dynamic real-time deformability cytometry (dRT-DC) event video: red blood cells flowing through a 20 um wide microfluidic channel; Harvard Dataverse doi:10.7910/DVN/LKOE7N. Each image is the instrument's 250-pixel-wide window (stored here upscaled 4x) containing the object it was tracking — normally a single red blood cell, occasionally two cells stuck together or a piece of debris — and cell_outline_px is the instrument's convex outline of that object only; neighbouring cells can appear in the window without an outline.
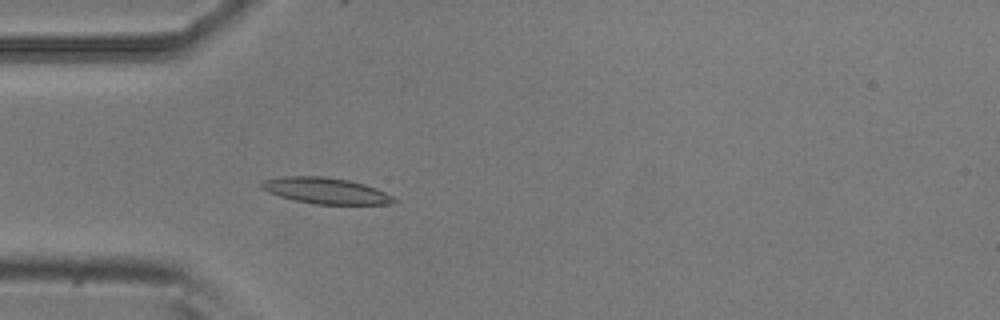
{"species": "common noctule bat (a hibernating species)", "species_latin": "Nyctalus noctula", "temperature_condition": "room temperature", "stored_images_in_passage": 44, "camera_frame_rate_fps": 3000, "um_per_image_px": 0.085, "animal": {"sex": "male", "body_mass_g": 20.5, "forearm_length_mm": 52.5}, "frame": {"image": 1, "passage_image": 6, "time_ms": 1.667, "image_size_px": [1000, 320], "cell_outline_px": [[400, 200], [392, 204], [312, 204], [280, 196], [268, 192], [260, 188], [260, 184], [264, 180], [280, 176], [324, 176], [348, 180], [364, 184], [376, 188]], "centroid_in_image_um": [27.69, 16.21], "position_along_channel_um": 57.3, "area_um2": 20.17}}
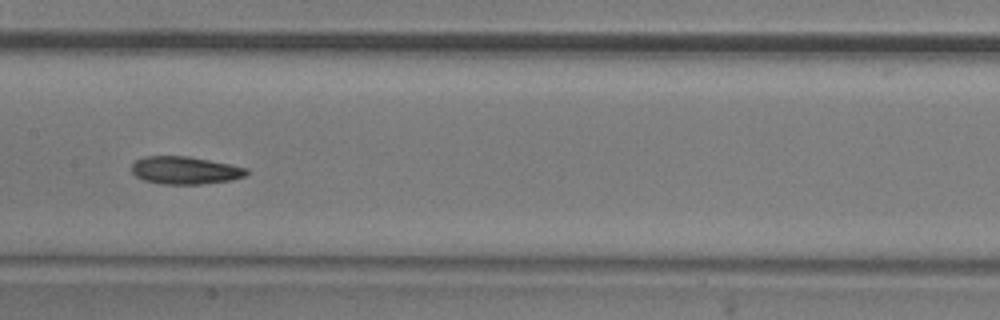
{"frame": {"image": 2, "passage_image": 17, "time_ms": 5.333, "image_size_px": [1000, 320], "cell_outline_px": [[248, 172], [244, 176], [232, 180], [200, 184], [160, 184], [144, 180], [136, 176], [132, 172], [132, 164], [136, 160], [144, 156], [188, 156], [248, 168]], "centroid_in_image_um": [15.71, 14.48], "position_along_channel_um": 191.7, "area_um2": 18.44}}
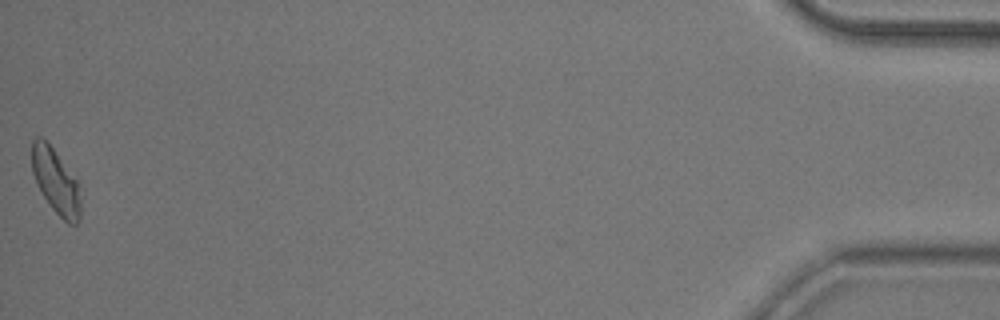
{"frame": {"image": 3, "passage_image": 44, "time_ms": 14.333, "image_size_px": [1000, 320], "cell_outline_px": [[80, 220], [76, 224], [68, 224], [52, 208], [36, 184], [32, 172], [32, 140], [36, 136], [40, 136], [52, 148], [80, 180]], "centroid_in_image_um": [4.77, 15.41], "position_along_channel_um": 430.4, "area_um2": 18.73}, "authors_computed_cell_mechanics": {"area_um2": 18.6116, "velocity_mm_per_s": 3.7404, "shape_relaxation_time_tau1_ms": 4.8805, "shape_relaxation_time_tau2_ms": 4.1601, "deformation_change_tau1": 0.1355, "deformation_change_tau2": 0.1042}}